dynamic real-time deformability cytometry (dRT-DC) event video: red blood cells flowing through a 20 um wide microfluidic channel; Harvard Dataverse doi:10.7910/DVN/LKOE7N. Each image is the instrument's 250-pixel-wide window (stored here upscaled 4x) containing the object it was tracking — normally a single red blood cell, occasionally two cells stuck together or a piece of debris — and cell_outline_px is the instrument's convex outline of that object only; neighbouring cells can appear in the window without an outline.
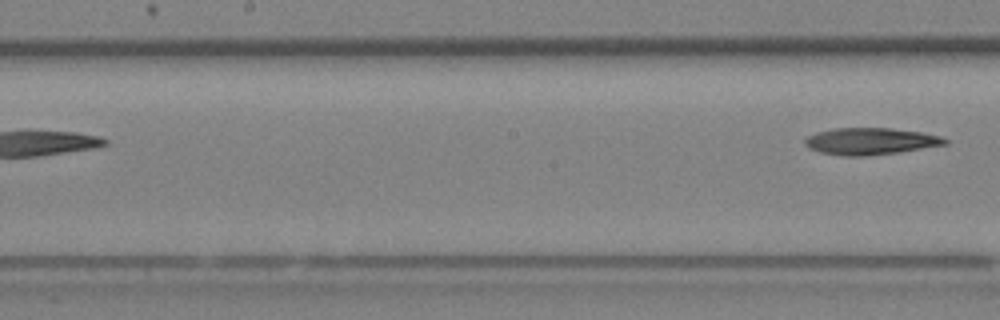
{"species": "Egyptian fruit bat (a non-hibernating species)", "species_latin": "Rousettus aegyptiacus", "temperature_condition": "room temperature", "stored_images_in_passage": 14, "segment_of_instrument_passage": [2, 2], "camera_frame_rate_fps": 3000, "um_per_image_px": 0.085, "animal": {"sex": "female"}, "frame": {"image": 1, "passage_image": 14, "time_ms": 4.333, "image_size_px": [1000, 320], "cell_outline_px": [[948, 144], [896, 152], [864, 156], [844, 156], [820, 152], [808, 148], [804, 144], [804, 140], [808, 136], [816, 132], [832, 128], [892, 128], [920, 132], [940, 136], [948, 140]], "centroid_in_image_um": [73.94, 12.0], "position_along_channel_um": 174.3, "area_um2": 21.79}}